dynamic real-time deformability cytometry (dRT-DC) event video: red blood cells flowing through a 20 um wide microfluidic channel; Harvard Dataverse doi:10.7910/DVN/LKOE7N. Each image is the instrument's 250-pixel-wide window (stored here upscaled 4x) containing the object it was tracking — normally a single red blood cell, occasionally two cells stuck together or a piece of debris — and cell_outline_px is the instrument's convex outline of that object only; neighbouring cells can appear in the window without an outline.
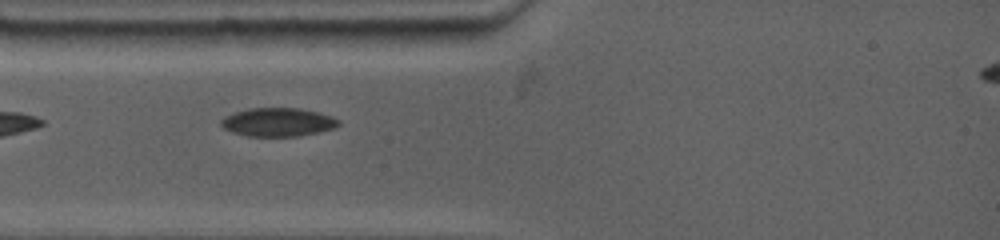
{"species": "common noctule bat (a hibernating species)", "species_latin": "Nyctalus noctula", "temperature_condition": "warm", "stored_images_in_passage": 6, "camera_frame_rate_fps": 4500, "um_per_image_px": 0.085, "animal": {"sex": "female", "body_mass_g": 19.0, "forearm_length_mm": 53.3}, "frame": {"image": 1, "passage_image": 1, "time_ms": 0.0, "image_size_px": [1000, 240], "cell_outline_px": [[340, 124], [336, 128], [296, 136], [248, 136], [232, 132], [224, 128], [220, 124], [220, 120], [224, 116], [232, 112], [248, 108], [300, 108], [320, 112], [332, 116], [340, 120]], "centroid_in_image_um": [23.62, 10.36], "position_along_channel_um": 61.4, "area_um2": 19.71}}
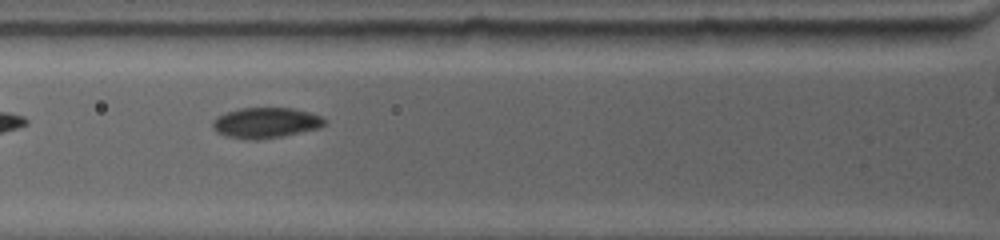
{"frame": {"image": 2, "passage_image": 4, "time_ms": 1.111, "image_size_px": [1000, 240], "cell_outline_px": [[328, 124], [320, 128], [280, 136], [228, 136], [216, 132], [212, 128], [212, 120], [216, 116], [224, 112], [236, 108], [296, 108], [312, 112], [324, 116], [328, 120]], "centroid_in_image_um": [22.67, 10.36], "position_along_channel_um": 103.1, "area_um2": 19.54}}